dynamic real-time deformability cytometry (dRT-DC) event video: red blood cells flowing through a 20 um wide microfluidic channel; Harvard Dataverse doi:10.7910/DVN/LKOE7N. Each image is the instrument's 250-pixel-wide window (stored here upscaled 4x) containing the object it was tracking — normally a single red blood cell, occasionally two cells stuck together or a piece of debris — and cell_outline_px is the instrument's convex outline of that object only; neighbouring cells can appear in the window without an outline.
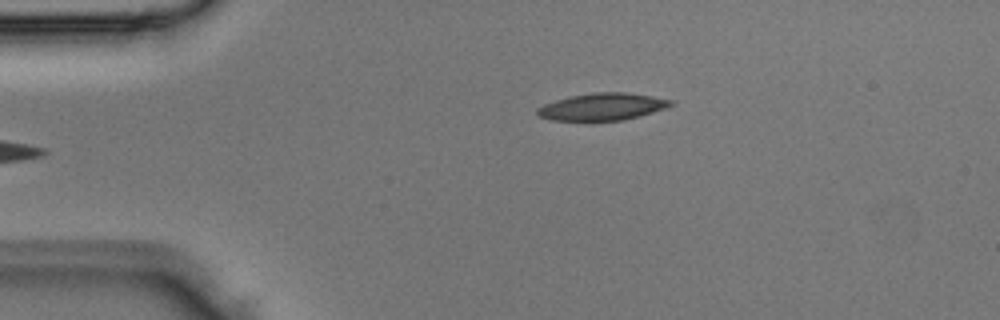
{"species": "Egyptian fruit bat (a non-hibernating species)", "species_latin": "Rousettus aegyptiacus", "temperature_condition": "room temperature", "stored_images_in_passage": 3, "camera_frame_rate_fps": 3000, "um_per_image_px": 0.085, "animal": {"sex": "male"}, "frame": {"image": 1, "passage_image": 3, "time_ms": 0.667, "image_size_px": [1000, 320], "cell_outline_px": [[676, 104], [640, 116], [624, 120], [552, 120], [540, 116], [536, 112], [536, 108], [544, 104], [568, 96], [596, 92], [624, 92], [652, 96], [672, 100]], "centroid_in_image_um": [51.2, 9.06], "position_along_channel_um": 33.8, "area_um2": 20.98}}